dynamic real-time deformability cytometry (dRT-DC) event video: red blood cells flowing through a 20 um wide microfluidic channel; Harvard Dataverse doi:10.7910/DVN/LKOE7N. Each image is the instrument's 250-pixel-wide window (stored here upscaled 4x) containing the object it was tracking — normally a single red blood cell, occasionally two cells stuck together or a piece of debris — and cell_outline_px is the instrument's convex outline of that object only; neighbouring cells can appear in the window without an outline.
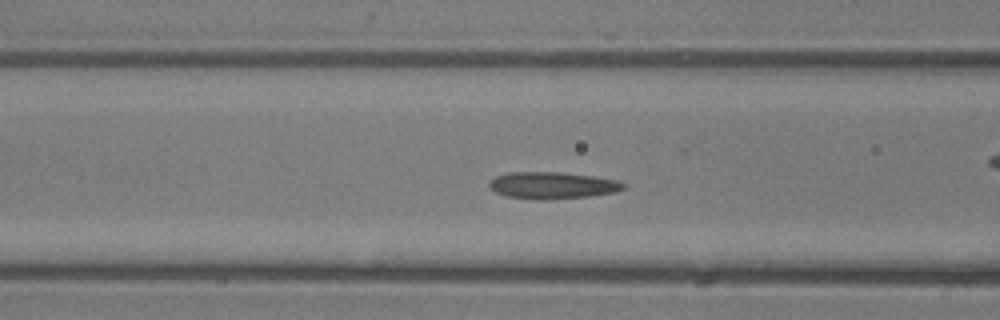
{"species": "common noctule bat (a hibernating species)", "species_latin": "Nyctalus noctula", "temperature_condition": "room temperature", "stored_images_in_passage": 42, "camera_frame_rate_fps": 3000, "um_per_image_px": 0.085, "animal": {"sex": "male", "body_mass_g": 13.3}, "frame": {"image": 1, "passage_image": 16, "time_ms": 5.0, "image_size_px": [1000, 320], "cell_outline_px": [[624, 188], [612, 192], [588, 196], [544, 200], [536, 200], [508, 196], [496, 192], [488, 184], [496, 176], [508, 172], [560, 172], [592, 176], [616, 180], [624, 184]], "centroid_in_image_um": [46.91, 15.75], "position_along_channel_um": 119.7, "area_um2": 20.63}}
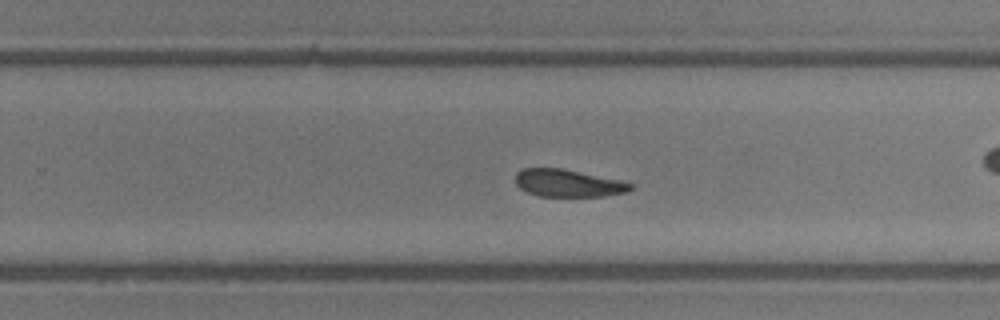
{"frame": {"image": 2, "passage_image": 26, "time_ms": 8.333, "image_size_px": [1000, 320], "cell_outline_px": [[632, 188], [628, 192], [604, 196], [540, 196], [528, 192], [520, 188], [516, 184], [516, 172], [524, 168], [560, 168], [616, 180], [632, 184]], "centroid_in_image_um": [48.24, 15.57], "position_along_channel_um": 281.6, "area_um2": 17.98}}
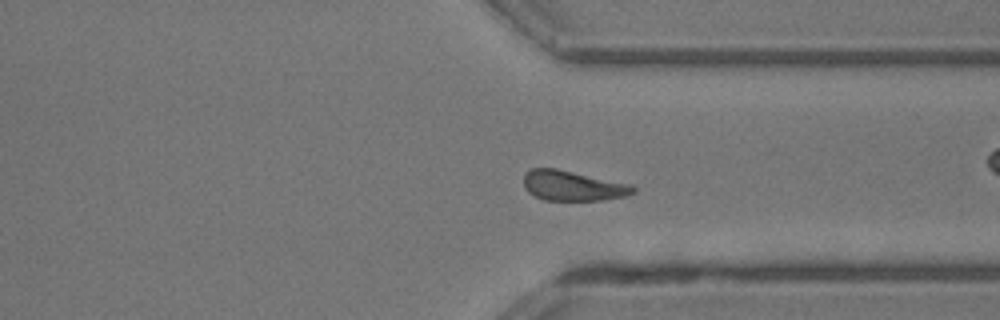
{"frame": {"image": 3, "passage_image": 31, "time_ms": 10.0, "image_size_px": [1000, 320], "cell_outline_px": [[636, 192], [624, 196], [604, 200], [544, 200], [528, 192], [524, 188], [524, 176], [532, 168], [556, 168], [632, 184], [636, 188]], "centroid_in_image_um": [48.71, 15.79], "position_along_channel_um": 362.7, "area_um2": 19.19}, "authors_computed_cell_mechanics": {"area_um2": 20.3745, "velocity_mm_per_s": 4.8727, "shape_relaxation_time_tau1_ms": null, "shape_relaxation_time_tau2_ms": 2.0943, "deformation_change_tau1": null, "deformation_change_tau2": 0.0645}}